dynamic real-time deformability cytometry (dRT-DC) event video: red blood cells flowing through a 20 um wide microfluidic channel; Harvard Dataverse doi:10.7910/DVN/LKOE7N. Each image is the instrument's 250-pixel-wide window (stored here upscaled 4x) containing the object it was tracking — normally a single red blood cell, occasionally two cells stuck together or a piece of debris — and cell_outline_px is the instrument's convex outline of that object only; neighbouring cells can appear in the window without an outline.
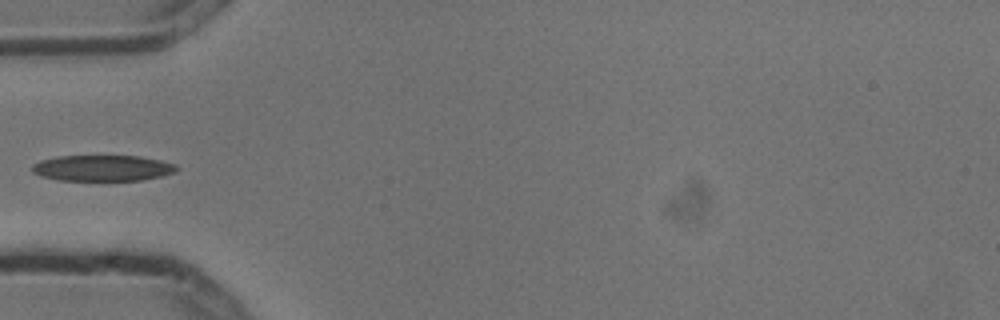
{"species": "common noctule bat (a hibernating species)", "species_latin": "Nyctalus noctula", "temperature_condition": "cold", "stored_images_in_passage": 3, "camera_frame_rate_fps": 3000, "um_per_image_px": 0.085, "animal": {"sex": "male", "body_mass_g": 13.3}, "frame": {"image": 1, "passage_image": 3, "time_ms": 0.667, "image_size_px": [1000, 320], "cell_outline_px": [[180, 168], [176, 172], [160, 176], [140, 180], [60, 180], [40, 176], [32, 172], [32, 164], [40, 160], [56, 156], [140, 156], [160, 160], [176, 164]], "centroid_in_image_um": [8.71, 14.28], "position_along_channel_um": 76.3, "area_um2": 21.91}}